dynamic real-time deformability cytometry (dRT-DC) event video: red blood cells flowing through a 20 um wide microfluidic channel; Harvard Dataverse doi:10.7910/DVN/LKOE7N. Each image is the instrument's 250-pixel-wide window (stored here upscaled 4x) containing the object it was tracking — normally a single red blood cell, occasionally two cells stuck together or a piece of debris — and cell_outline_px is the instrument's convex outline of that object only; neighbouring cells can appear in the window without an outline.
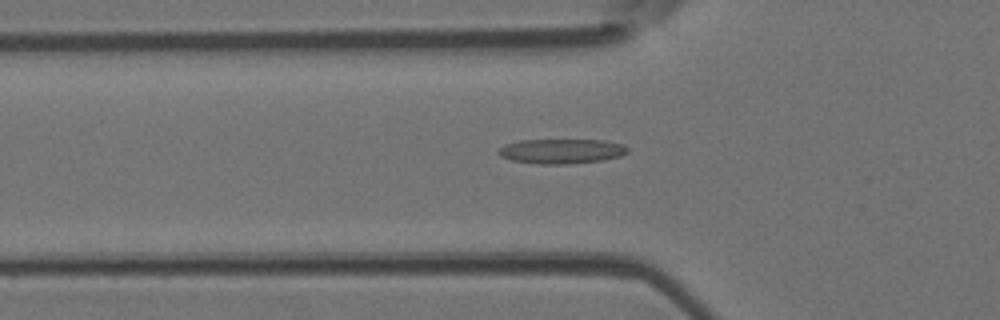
{"species": "Egyptian fruit bat (a non-hibernating species)", "species_latin": "Rousettus aegyptiacus", "temperature_condition": "room temperature", "stored_images_in_passage": 36, "camera_frame_rate_fps": 3000, "um_per_image_px": 0.085, "animal": {"sex": "female"}, "frame": {"image": 1, "passage_image": 3, "time_ms": 0.667, "image_size_px": [1000, 320], "cell_outline_px": [[628, 152], [620, 156], [604, 160], [568, 164], [536, 164], [512, 160], [500, 156], [496, 152], [500, 148], [508, 144], [520, 140], [604, 140], [624, 144], [628, 148]], "centroid_in_image_um": [47.75, 12.85], "position_along_channel_um": 78.0, "area_um2": 18.67}}
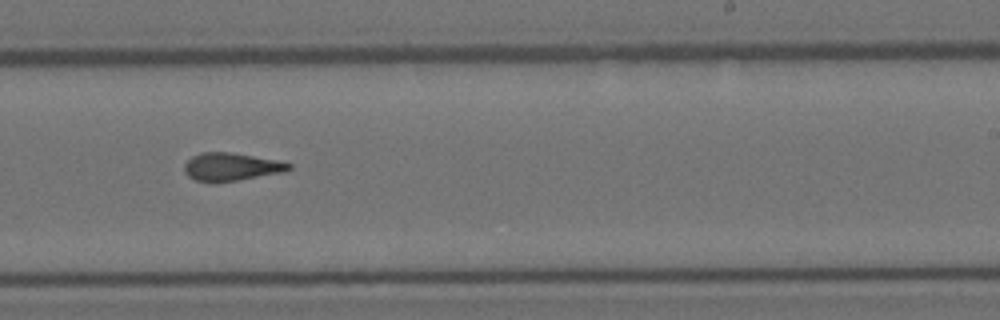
{"frame": {"image": 2, "passage_image": 17, "time_ms": 5.333, "image_size_px": [1000, 320], "cell_outline_px": [[292, 168], [284, 172], [212, 184], [196, 180], [188, 176], [184, 172], [184, 164], [192, 156], [200, 152], [232, 152], [276, 160], [292, 164]], "centroid_in_image_um": [19.61, 14.19], "position_along_channel_um": 269.4, "area_um2": 17.17}}
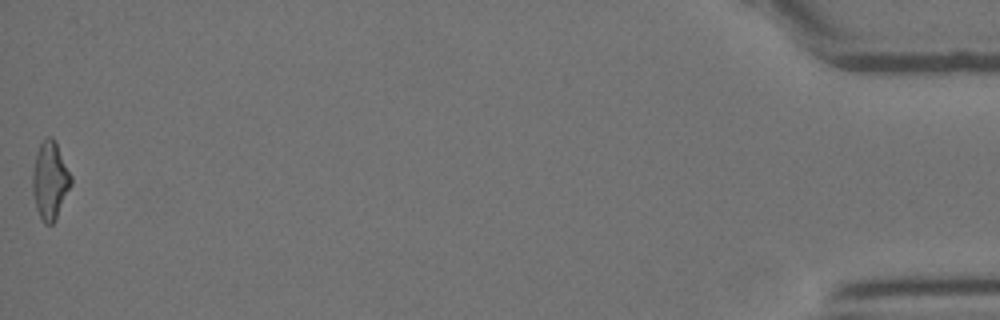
{"frame": {"image": 3, "passage_image": 36, "time_ms": 11.667, "image_size_px": [1000, 320], "cell_outline_px": [[72, 184], [56, 220], [52, 224], [44, 224], [36, 208], [32, 192], [32, 172], [36, 152], [40, 144], [48, 136], [52, 136], [72, 176]], "centroid_in_image_um": [4.25, 15.37], "position_along_channel_um": 431.0, "area_um2": 17.46}, "authors_computed_cell_mechanics": {"area_um2": 16.9643, "velocity_mm_per_s": 4.0838, "shape_relaxation_time_tau1_ms": null, "shape_relaxation_time_tau2_ms": 2.3104, "deformation_change_tau1": null, "deformation_change_tau2": 0.1128}}